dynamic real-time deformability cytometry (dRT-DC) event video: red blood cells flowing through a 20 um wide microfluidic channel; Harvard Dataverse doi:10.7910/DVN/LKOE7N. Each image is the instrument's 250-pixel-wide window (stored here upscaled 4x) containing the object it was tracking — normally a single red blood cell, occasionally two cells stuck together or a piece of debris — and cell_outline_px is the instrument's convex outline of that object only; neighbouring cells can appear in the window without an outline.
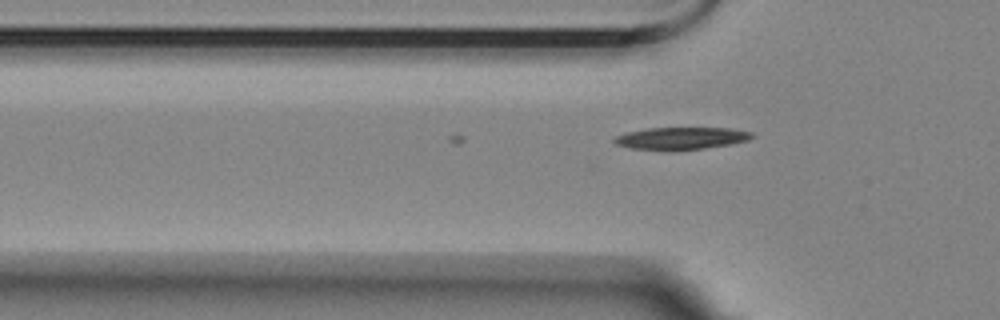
{"species": "Egyptian fruit bat (a non-hibernating species)", "species_latin": "Rousettus aegyptiacus", "temperature_condition": "room temperature", "stored_images_in_passage": 2, "camera_frame_rate_fps": 3000, "um_per_image_px": 0.085, "animal": {"sex": "female"}, "frame": {"image": 1, "passage_image": 2, "time_ms": 0.333, "image_size_px": [1000, 320], "cell_outline_px": [[756, 136], [748, 140], [728, 144], [704, 148], [672, 152], [628, 148], [616, 144], [612, 140], [616, 136], [628, 132], [648, 128], [732, 128], [752, 132]], "centroid_in_image_um": [57.87, 11.77], "position_along_channel_um": 67.9, "area_um2": 18.21}}